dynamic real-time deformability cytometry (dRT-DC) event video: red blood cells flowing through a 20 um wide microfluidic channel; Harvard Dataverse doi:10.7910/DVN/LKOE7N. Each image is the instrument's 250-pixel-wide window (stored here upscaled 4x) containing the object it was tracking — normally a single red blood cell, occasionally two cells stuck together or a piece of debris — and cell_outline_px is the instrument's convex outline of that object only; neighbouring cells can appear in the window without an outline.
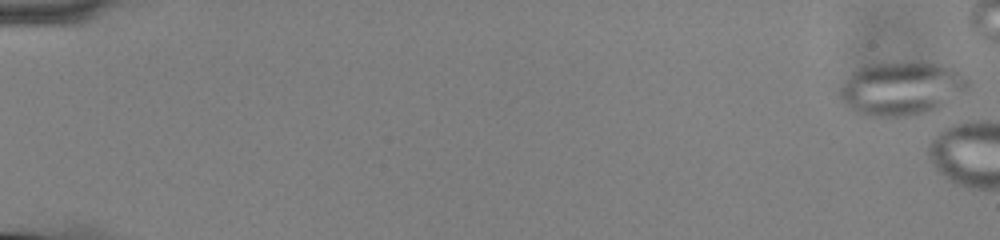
{"species": "common noctule bat (a hibernating species)", "species_latin": "Nyctalus noctula", "temperature_condition": "cold", "stored_images_in_passage": 5, "camera_frame_rate_fps": 3000, "um_per_image_px": 0.085, "animal": {"sex": "male", "body_mass_g": 13.0, "forearm_length_mm": 53.1}, "frame": {"image": 1, "passage_image": 1, "time_ms": 0.0, "image_size_px": [1000, 240], "cell_outline_px": [[972, 84], [968, 92], [936, 108], [924, 112], [908, 116], [864, 116], [852, 108], [840, 96], [840, 88], [852, 72], [860, 68], [876, 64], [940, 64], [952, 68], [960, 72], [972, 80]], "centroid_in_image_um": [76.72, 7.54], "position_along_channel_um": 8.3, "area_um2": 39.25}}